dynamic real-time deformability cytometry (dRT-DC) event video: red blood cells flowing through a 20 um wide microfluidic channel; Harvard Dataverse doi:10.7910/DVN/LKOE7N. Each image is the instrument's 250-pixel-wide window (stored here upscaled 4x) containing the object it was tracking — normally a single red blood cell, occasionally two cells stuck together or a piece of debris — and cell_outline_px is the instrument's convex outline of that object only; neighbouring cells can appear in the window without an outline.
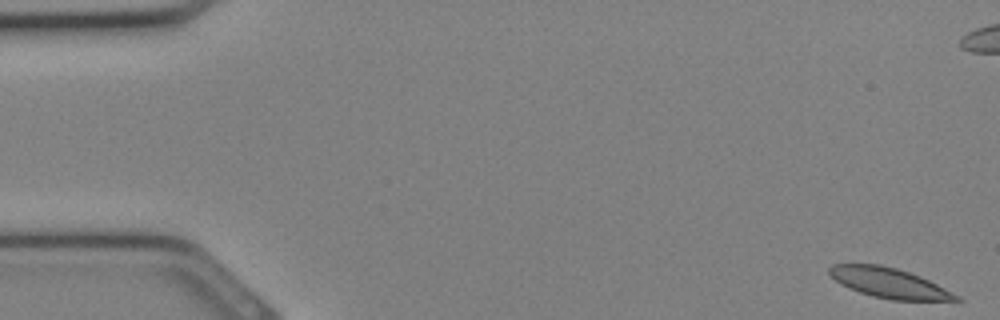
{"species": "Egyptian fruit bat (a non-hibernating species)", "species_latin": "Rousettus aegyptiacus", "temperature_condition": "cold", "stored_images_in_passage": 8, "camera_frame_rate_fps": 3000, "um_per_image_px": 0.085, "animal": {"sex": "female"}, "frame": {"image": 1, "passage_image": 1, "time_ms": 0.0, "image_size_px": [1000, 320], "cell_outline_px": [[964, 300], [892, 300], [872, 296], [848, 288], [840, 284], [828, 272], [828, 268], [832, 264], [880, 264], [896, 268], [920, 276], [960, 296]], "centroid_in_image_um": [75.54, 24.04], "position_along_channel_um": 9.5, "area_um2": 21.96}}